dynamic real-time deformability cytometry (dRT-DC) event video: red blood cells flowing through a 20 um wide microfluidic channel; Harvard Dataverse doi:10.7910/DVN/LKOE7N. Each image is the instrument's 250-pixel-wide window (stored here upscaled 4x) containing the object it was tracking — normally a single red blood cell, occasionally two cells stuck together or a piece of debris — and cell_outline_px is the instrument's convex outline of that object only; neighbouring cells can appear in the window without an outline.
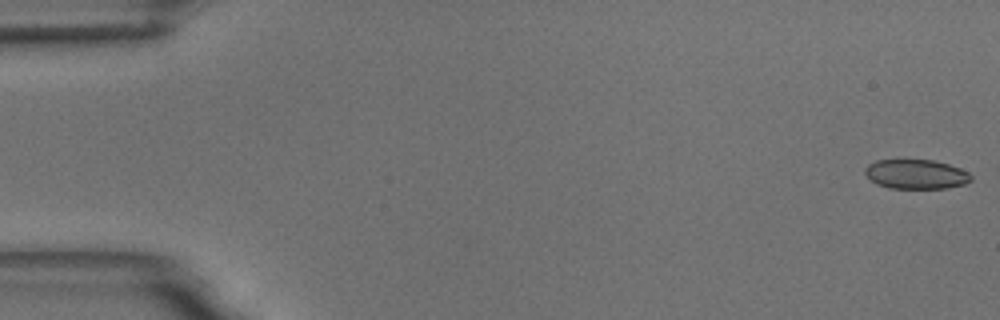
{"species": "common noctule bat (a hibernating species)", "species_latin": "Nyctalus noctula", "temperature_condition": "room temperature", "stored_images_in_passage": 55, "camera_frame_rate_fps": 3000, "um_per_image_px": 0.085, "animal": {"sex": "male", "body_mass_g": 18.8}, "frame": {"image": 1, "passage_image": 1, "time_ms": 0.0, "image_size_px": [1000, 320], "cell_outline_px": [[972, 180], [964, 184], [948, 188], [888, 188], [876, 184], [864, 172], [864, 168], [868, 164], [876, 160], [932, 160], [948, 164], [960, 168], [968, 172], [972, 176]], "centroid_in_image_um": [77.86, 14.81], "position_along_channel_um": 7.1, "area_um2": 18.21}}
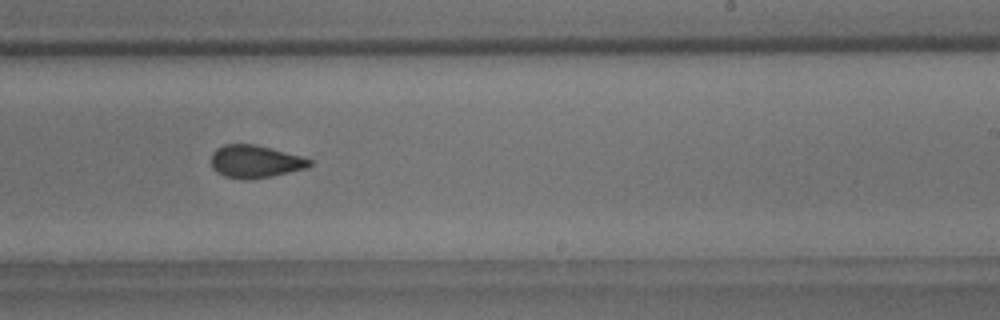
{"frame": {"image": 2, "passage_image": 34, "time_ms": 11.0, "image_size_px": [1000, 320], "cell_outline_px": [[312, 164], [308, 168], [272, 176], [244, 180], [224, 176], [216, 172], [212, 168], [212, 152], [216, 148], [224, 144], [256, 144], [300, 156], [312, 160]], "centroid_in_image_um": [21.68, 13.73], "position_along_channel_um": 267.3, "area_um2": 18.79}}
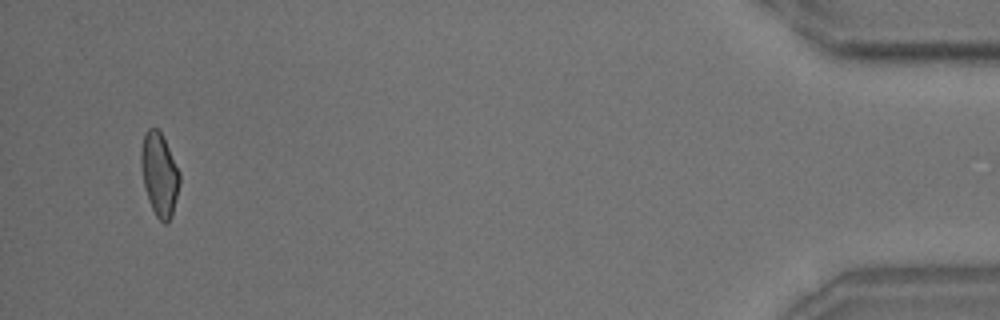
{"frame": {"image": 3, "passage_image": 53, "time_ms": 17.333, "image_size_px": [1000, 320], "cell_outline_px": [[180, 184], [172, 216], [164, 224], [156, 216], [152, 208], [144, 188], [140, 164], [140, 148], [144, 132], [148, 128], [156, 128], [164, 136], [180, 172]], "centroid_in_image_um": [13.54, 14.78], "position_along_channel_um": 421.7, "area_um2": 19.02}, "authors_computed_cell_mechanics": {"area_um2": 19.1896, "velocity_mm_per_s": 3.6758, "shape_relaxation_time_tau1_ms": 5.6531, "shape_relaxation_time_tau2_ms": 1.0736, "deformation_change_tau1": 0.1215, "deformation_change_tau2": 0.0534}}